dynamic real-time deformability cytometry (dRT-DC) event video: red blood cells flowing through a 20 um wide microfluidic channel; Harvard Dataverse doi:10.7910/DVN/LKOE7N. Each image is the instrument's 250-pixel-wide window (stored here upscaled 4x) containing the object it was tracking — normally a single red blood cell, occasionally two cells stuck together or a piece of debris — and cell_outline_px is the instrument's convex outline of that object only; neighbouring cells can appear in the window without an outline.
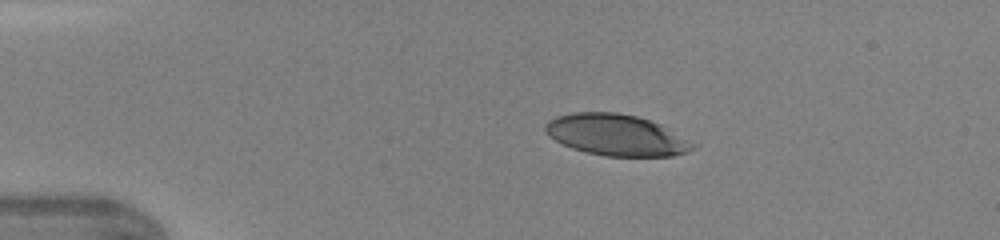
{"species": "human", "species_latin": "Homo sapiens", "temperature_condition": "warm", "stored_images_in_passage": 36, "camera_frame_rate_fps": 3000, "um_per_image_px": 0.085, "donor": {"sex": "female"}, "frame": {"image": 1, "passage_image": 1, "time_ms": 0.0, "image_size_px": [1000, 240], "cell_outline_px": [[700, 144], [696, 148], [688, 152], [672, 156], [604, 156], [584, 152], [572, 148], [548, 136], [544, 128], [544, 124], [548, 120], [556, 116], [572, 112], [616, 112], [636, 116], [660, 124]], "centroid_in_image_um": [52.42, 11.48], "position_along_channel_um": 32.6, "area_um2": 35.89}}
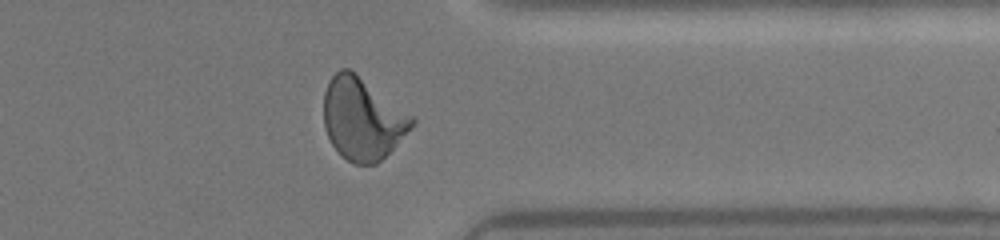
{"frame": {"image": 2, "passage_image": 28, "time_ms": 9.0, "image_size_px": [1000, 240], "cell_outline_px": [[416, 120], [412, 128], [376, 164], [356, 164], [348, 160], [332, 144], [324, 128], [324, 92], [328, 80], [340, 68], [348, 68], [356, 72], [412, 116]], "centroid_in_image_um": [30.79, 10.06], "position_along_channel_um": 380.6, "area_um2": 41.73}}
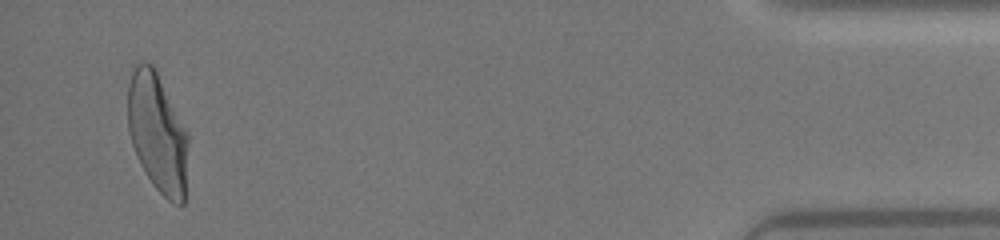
{"frame": {"image": 3, "passage_image": 35, "time_ms": 11.333, "image_size_px": [1000, 240], "cell_outline_px": [[188, 144], [184, 204], [176, 204], [168, 200], [156, 188], [140, 164], [136, 156], [128, 132], [128, 84], [132, 72], [136, 64], [144, 60], [152, 64], [156, 68], [188, 132]], "centroid_in_image_um": [13.39, 11.25], "position_along_channel_um": 421.8, "area_um2": 42.19}}